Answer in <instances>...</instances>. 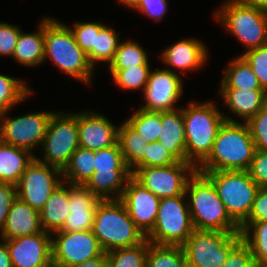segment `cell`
<instances>
[{"label":"cell","mask_w":267,"mask_h":267,"mask_svg":"<svg viewBox=\"0 0 267 267\" xmlns=\"http://www.w3.org/2000/svg\"><path fill=\"white\" fill-rule=\"evenodd\" d=\"M120 35V32H116L115 28L109 25H105L99 33H96L95 47H92V66L94 69L98 66V62L109 66L113 61L121 42Z\"/></svg>","instance_id":"obj_33"},{"label":"cell","mask_w":267,"mask_h":267,"mask_svg":"<svg viewBox=\"0 0 267 267\" xmlns=\"http://www.w3.org/2000/svg\"><path fill=\"white\" fill-rule=\"evenodd\" d=\"M95 151L78 147L62 170L63 182L84 185L95 172Z\"/></svg>","instance_id":"obj_29"},{"label":"cell","mask_w":267,"mask_h":267,"mask_svg":"<svg viewBox=\"0 0 267 267\" xmlns=\"http://www.w3.org/2000/svg\"><path fill=\"white\" fill-rule=\"evenodd\" d=\"M40 20L34 32L20 33L12 57L17 64L32 68L44 63V17Z\"/></svg>","instance_id":"obj_26"},{"label":"cell","mask_w":267,"mask_h":267,"mask_svg":"<svg viewBox=\"0 0 267 267\" xmlns=\"http://www.w3.org/2000/svg\"><path fill=\"white\" fill-rule=\"evenodd\" d=\"M4 241L12 267H53L50 233L42 231Z\"/></svg>","instance_id":"obj_17"},{"label":"cell","mask_w":267,"mask_h":267,"mask_svg":"<svg viewBox=\"0 0 267 267\" xmlns=\"http://www.w3.org/2000/svg\"><path fill=\"white\" fill-rule=\"evenodd\" d=\"M51 236L53 267H73L104 252L92 230L56 231Z\"/></svg>","instance_id":"obj_14"},{"label":"cell","mask_w":267,"mask_h":267,"mask_svg":"<svg viewBox=\"0 0 267 267\" xmlns=\"http://www.w3.org/2000/svg\"><path fill=\"white\" fill-rule=\"evenodd\" d=\"M248 172L259 188H267V151L255 150Z\"/></svg>","instance_id":"obj_45"},{"label":"cell","mask_w":267,"mask_h":267,"mask_svg":"<svg viewBox=\"0 0 267 267\" xmlns=\"http://www.w3.org/2000/svg\"><path fill=\"white\" fill-rule=\"evenodd\" d=\"M118 143L126 165L132 170L145 157L148 143L126 120L119 124Z\"/></svg>","instance_id":"obj_30"},{"label":"cell","mask_w":267,"mask_h":267,"mask_svg":"<svg viewBox=\"0 0 267 267\" xmlns=\"http://www.w3.org/2000/svg\"><path fill=\"white\" fill-rule=\"evenodd\" d=\"M224 72L219 88L262 89L251 66L240 55L228 62Z\"/></svg>","instance_id":"obj_28"},{"label":"cell","mask_w":267,"mask_h":267,"mask_svg":"<svg viewBox=\"0 0 267 267\" xmlns=\"http://www.w3.org/2000/svg\"><path fill=\"white\" fill-rule=\"evenodd\" d=\"M160 143L178 161L186 162V136L182 106L161 112Z\"/></svg>","instance_id":"obj_24"},{"label":"cell","mask_w":267,"mask_h":267,"mask_svg":"<svg viewBox=\"0 0 267 267\" xmlns=\"http://www.w3.org/2000/svg\"><path fill=\"white\" fill-rule=\"evenodd\" d=\"M255 150L246 122L225 121L219 128L210 155L197 171H248Z\"/></svg>","instance_id":"obj_3"},{"label":"cell","mask_w":267,"mask_h":267,"mask_svg":"<svg viewBox=\"0 0 267 267\" xmlns=\"http://www.w3.org/2000/svg\"><path fill=\"white\" fill-rule=\"evenodd\" d=\"M0 241V267H12L6 242L4 240Z\"/></svg>","instance_id":"obj_50"},{"label":"cell","mask_w":267,"mask_h":267,"mask_svg":"<svg viewBox=\"0 0 267 267\" xmlns=\"http://www.w3.org/2000/svg\"><path fill=\"white\" fill-rule=\"evenodd\" d=\"M34 158L29 150L0 141V182L17 185Z\"/></svg>","instance_id":"obj_27"},{"label":"cell","mask_w":267,"mask_h":267,"mask_svg":"<svg viewBox=\"0 0 267 267\" xmlns=\"http://www.w3.org/2000/svg\"><path fill=\"white\" fill-rule=\"evenodd\" d=\"M168 0H141L134 11L142 13L155 22H160L164 19L168 11Z\"/></svg>","instance_id":"obj_46"},{"label":"cell","mask_w":267,"mask_h":267,"mask_svg":"<svg viewBox=\"0 0 267 267\" xmlns=\"http://www.w3.org/2000/svg\"><path fill=\"white\" fill-rule=\"evenodd\" d=\"M32 93V88L24 80L0 73V114L13 110Z\"/></svg>","instance_id":"obj_31"},{"label":"cell","mask_w":267,"mask_h":267,"mask_svg":"<svg viewBox=\"0 0 267 267\" xmlns=\"http://www.w3.org/2000/svg\"><path fill=\"white\" fill-rule=\"evenodd\" d=\"M221 267H256L254 256L249 246L241 240L229 253Z\"/></svg>","instance_id":"obj_44"},{"label":"cell","mask_w":267,"mask_h":267,"mask_svg":"<svg viewBox=\"0 0 267 267\" xmlns=\"http://www.w3.org/2000/svg\"><path fill=\"white\" fill-rule=\"evenodd\" d=\"M184 78L164 68L151 69L143 90L145 103L139 108L147 111L165 112L179 109L176 104L182 98Z\"/></svg>","instance_id":"obj_16"},{"label":"cell","mask_w":267,"mask_h":267,"mask_svg":"<svg viewBox=\"0 0 267 267\" xmlns=\"http://www.w3.org/2000/svg\"><path fill=\"white\" fill-rule=\"evenodd\" d=\"M267 221V188H258L249 217L245 222Z\"/></svg>","instance_id":"obj_48"},{"label":"cell","mask_w":267,"mask_h":267,"mask_svg":"<svg viewBox=\"0 0 267 267\" xmlns=\"http://www.w3.org/2000/svg\"><path fill=\"white\" fill-rule=\"evenodd\" d=\"M185 195L194 229L241 233L240 226L229 216L213 183L198 172L189 178Z\"/></svg>","instance_id":"obj_4"},{"label":"cell","mask_w":267,"mask_h":267,"mask_svg":"<svg viewBox=\"0 0 267 267\" xmlns=\"http://www.w3.org/2000/svg\"><path fill=\"white\" fill-rule=\"evenodd\" d=\"M251 66L261 88L267 93V44L244 52L241 55Z\"/></svg>","instance_id":"obj_40"},{"label":"cell","mask_w":267,"mask_h":267,"mask_svg":"<svg viewBox=\"0 0 267 267\" xmlns=\"http://www.w3.org/2000/svg\"><path fill=\"white\" fill-rule=\"evenodd\" d=\"M94 169L95 172L84 185L102 200L120 199L132 173L118 142L95 151Z\"/></svg>","instance_id":"obj_8"},{"label":"cell","mask_w":267,"mask_h":267,"mask_svg":"<svg viewBox=\"0 0 267 267\" xmlns=\"http://www.w3.org/2000/svg\"><path fill=\"white\" fill-rule=\"evenodd\" d=\"M101 200L85 185L69 184V214L59 231L92 230L96 209Z\"/></svg>","instance_id":"obj_21"},{"label":"cell","mask_w":267,"mask_h":267,"mask_svg":"<svg viewBox=\"0 0 267 267\" xmlns=\"http://www.w3.org/2000/svg\"><path fill=\"white\" fill-rule=\"evenodd\" d=\"M197 169L189 162L173 165L133 168L132 176L160 199L185 194L189 178Z\"/></svg>","instance_id":"obj_13"},{"label":"cell","mask_w":267,"mask_h":267,"mask_svg":"<svg viewBox=\"0 0 267 267\" xmlns=\"http://www.w3.org/2000/svg\"><path fill=\"white\" fill-rule=\"evenodd\" d=\"M17 198V187L11 183L0 182V234L5 225L8 211Z\"/></svg>","instance_id":"obj_47"},{"label":"cell","mask_w":267,"mask_h":267,"mask_svg":"<svg viewBox=\"0 0 267 267\" xmlns=\"http://www.w3.org/2000/svg\"><path fill=\"white\" fill-rule=\"evenodd\" d=\"M42 231L39 211L17 197L8 211L0 240H12Z\"/></svg>","instance_id":"obj_23"},{"label":"cell","mask_w":267,"mask_h":267,"mask_svg":"<svg viewBox=\"0 0 267 267\" xmlns=\"http://www.w3.org/2000/svg\"><path fill=\"white\" fill-rule=\"evenodd\" d=\"M178 160L170 154L158 141L148 143L145 157L134 167H160L177 163Z\"/></svg>","instance_id":"obj_41"},{"label":"cell","mask_w":267,"mask_h":267,"mask_svg":"<svg viewBox=\"0 0 267 267\" xmlns=\"http://www.w3.org/2000/svg\"><path fill=\"white\" fill-rule=\"evenodd\" d=\"M147 143L159 140L161 112L138 108L125 119Z\"/></svg>","instance_id":"obj_37"},{"label":"cell","mask_w":267,"mask_h":267,"mask_svg":"<svg viewBox=\"0 0 267 267\" xmlns=\"http://www.w3.org/2000/svg\"><path fill=\"white\" fill-rule=\"evenodd\" d=\"M62 182L61 169L34 158L16 185L17 197L40 211L54 189Z\"/></svg>","instance_id":"obj_15"},{"label":"cell","mask_w":267,"mask_h":267,"mask_svg":"<svg viewBox=\"0 0 267 267\" xmlns=\"http://www.w3.org/2000/svg\"><path fill=\"white\" fill-rule=\"evenodd\" d=\"M136 226L146 236L154 227L160 198L131 176L119 199Z\"/></svg>","instance_id":"obj_18"},{"label":"cell","mask_w":267,"mask_h":267,"mask_svg":"<svg viewBox=\"0 0 267 267\" xmlns=\"http://www.w3.org/2000/svg\"><path fill=\"white\" fill-rule=\"evenodd\" d=\"M194 228L185 194L160 199L153 229L146 239L156 245L182 246Z\"/></svg>","instance_id":"obj_9"},{"label":"cell","mask_w":267,"mask_h":267,"mask_svg":"<svg viewBox=\"0 0 267 267\" xmlns=\"http://www.w3.org/2000/svg\"><path fill=\"white\" fill-rule=\"evenodd\" d=\"M149 244L150 242L145 239L138 245L107 252L108 267H146Z\"/></svg>","instance_id":"obj_36"},{"label":"cell","mask_w":267,"mask_h":267,"mask_svg":"<svg viewBox=\"0 0 267 267\" xmlns=\"http://www.w3.org/2000/svg\"><path fill=\"white\" fill-rule=\"evenodd\" d=\"M117 1L121 5H124V7H126V8L128 7L130 9L134 10L141 0H117Z\"/></svg>","instance_id":"obj_52"},{"label":"cell","mask_w":267,"mask_h":267,"mask_svg":"<svg viewBox=\"0 0 267 267\" xmlns=\"http://www.w3.org/2000/svg\"><path fill=\"white\" fill-rule=\"evenodd\" d=\"M219 95L229 114L238 117L240 122H247L266 104L267 93L263 89L218 88Z\"/></svg>","instance_id":"obj_22"},{"label":"cell","mask_w":267,"mask_h":267,"mask_svg":"<svg viewBox=\"0 0 267 267\" xmlns=\"http://www.w3.org/2000/svg\"><path fill=\"white\" fill-rule=\"evenodd\" d=\"M203 173L216 189L229 216L241 226L249 217L258 185L248 171H210Z\"/></svg>","instance_id":"obj_7"},{"label":"cell","mask_w":267,"mask_h":267,"mask_svg":"<svg viewBox=\"0 0 267 267\" xmlns=\"http://www.w3.org/2000/svg\"><path fill=\"white\" fill-rule=\"evenodd\" d=\"M10 111L0 114V141L27 149L34 154L36 149L40 150L49 121L55 111L27 112L22 116L9 117Z\"/></svg>","instance_id":"obj_12"},{"label":"cell","mask_w":267,"mask_h":267,"mask_svg":"<svg viewBox=\"0 0 267 267\" xmlns=\"http://www.w3.org/2000/svg\"><path fill=\"white\" fill-rule=\"evenodd\" d=\"M50 60L61 72L91 85L95 69L76 43L69 27L54 17H44V62Z\"/></svg>","instance_id":"obj_2"},{"label":"cell","mask_w":267,"mask_h":267,"mask_svg":"<svg viewBox=\"0 0 267 267\" xmlns=\"http://www.w3.org/2000/svg\"><path fill=\"white\" fill-rule=\"evenodd\" d=\"M151 65H137L125 69H108L117 87L122 90H141L147 85Z\"/></svg>","instance_id":"obj_38"},{"label":"cell","mask_w":267,"mask_h":267,"mask_svg":"<svg viewBox=\"0 0 267 267\" xmlns=\"http://www.w3.org/2000/svg\"><path fill=\"white\" fill-rule=\"evenodd\" d=\"M92 232L105 253L138 245L146 239L119 199L101 200L98 203Z\"/></svg>","instance_id":"obj_5"},{"label":"cell","mask_w":267,"mask_h":267,"mask_svg":"<svg viewBox=\"0 0 267 267\" xmlns=\"http://www.w3.org/2000/svg\"><path fill=\"white\" fill-rule=\"evenodd\" d=\"M255 149L267 151V104L247 122Z\"/></svg>","instance_id":"obj_42"},{"label":"cell","mask_w":267,"mask_h":267,"mask_svg":"<svg viewBox=\"0 0 267 267\" xmlns=\"http://www.w3.org/2000/svg\"><path fill=\"white\" fill-rule=\"evenodd\" d=\"M79 147L93 151L118 142L119 125L93 109L77 112Z\"/></svg>","instance_id":"obj_20"},{"label":"cell","mask_w":267,"mask_h":267,"mask_svg":"<svg viewBox=\"0 0 267 267\" xmlns=\"http://www.w3.org/2000/svg\"><path fill=\"white\" fill-rule=\"evenodd\" d=\"M69 183L62 182L51 193L39 211L43 231L50 234L59 231L69 214Z\"/></svg>","instance_id":"obj_25"},{"label":"cell","mask_w":267,"mask_h":267,"mask_svg":"<svg viewBox=\"0 0 267 267\" xmlns=\"http://www.w3.org/2000/svg\"><path fill=\"white\" fill-rule=\"evenodd\" d=\"M146 267H188V263L182 246L150 243Z\"/></svg>","instance_id":"obj_34"},{"label":"cell","mask_w":267,"mask_h":267,"mask_svg":"<svg viewBox=\"0 0 267 267\" xmlns=\"http://www.w3.org/2000/svg\"><path fill=\"white\" fill-rule=\"evenodd\" d=\"M235 1L267 11V0H235Z\"/></svg>","instance_id":"obj_51"},{"label":"cell","mask_w":267,"mask_h":267,"mask_svg":"<svg viewBox=\"0 0 267 267\" xmlns=\"http://www.w3.org/2000/svg\"><path fill=\"white\" fill-rule=\"evenodd\" d=\"M137 65H150L148 52L134 39H127L120 42L115 57L107 68L125 69Z\"/></svg>","instance_id":"obj_35"},{"label":"cell","mask_w":267,"mask_h":267,"mask_svg":"<svg viewBox=\"0 0 267 267\" xmlns=\"http://www.w3.org/2000/svg\"><path fill=\"white\" fill-rule=\"evenodd\" d=\"M55 111L51 117L46 135L40 147L42 157L35 158L44 164L61 170L68 164L72 154L79 147L77 112Z\"/></svg>","instance_id":"obj_10"},{"label":"cell","mask_w":267,"mask_h":267,"mask_svg":"<svg viewBox=\"0 0 267 267\" xmlns=\"http://www.w3.org/2000/svg\"><path fill=\"white\" fill-rule=\"evenodd\" d=\"M214 21L243 44L245 51L267 44V11L226 0L214 10Z\"/></svg>","instance_id":"obj_6"},{"label":"cell","mask_w":267,"mask_h":267,"mask_svg":"<svg viewBox=\"0 0 267 267\" xmlns=\"http://www.w3.org/2000/svg\"><path fill=\"white\" fill-rule=\"evenodd\" d=\"M240 231L242 240L254 256L256 266H267V221L244 222Z\"/></svg>","instance_id":"obj_32"},{"label":"cell","mask_w":267,"mask_h":267,"mask_svg":"<svg viewBox=\"0 0 267 267\" xmlns=\"http://www.w3.org/2000/svg\"><path fill=\"white\" fill-rule=\"evenodd\" d=\"M241 240V233L194 229L182 245L188 267H221Z\"/></svg>","instance_id":"obj_11"},{"label":"cell","mask_w":267,"mask_h":267,"mask_svg":"<svg viewBox=\"0 0 267 267\" xmlns=\"http://www.w3.org/2000/svg\"><path fill=\"white\" fill-rule=\"evenodd\" d=\"M73 267H108L106 253L103 252L99 257H95Z\"/></svg>","instance_id":"obj_49"},{"label":"cell","mask_w":267,"mask_h":267,"mask_svg":"<svg viewBox=\"0 0 267 267\" xmlns=\"http://www.w3.org/2000/svg\"><path fill=\"white\" fill-rule=\"evenodd\" d=\"M202 40L197 38H183L174 44L165 47L159 58L166 69L177 75L196 72L209 61V49Z\"/></svg>","instance_id":"obj_19"},{"label":"cell","mask_w":267,"mask_h":267,"mask_svg":"<svg viewBox=\"0 0 267 267\" xmlns=\"http://www.w3.org/2000/svg\"><path fill=\"white\" fill-rule=\"evenodd\" d=\"M21 32L19 25L0 22V56L13 57Z\"/></svg>","instance_id":"obj_43"},{"label":"cell","mask_w":267,"mask_h":267,"mask_svg":"<svg viewBox=\"0 0 267 267\" xmlns=\"http://www.w3.org/2000/svg\"><path fill=\"white\" fill-rule=\"evenodd\" d=\"M213 100L189 101L182 106L186 136V162L196 169L210 155L219 128L225 121L234 122L235 116L225 115ZM234 118H231L233 117Z\"/></svg>","instance_id":"obj_1"},{"label":"cell","mask_w":267,"mask_h":267,"mask_svg":"<svg viewBox=\"0 0 267 267\" xmlns=\"http://www.w3.org/2000/svg\"><path fill=\"white\" fill-rule=\"evenodd\" d=\"M74 22L73 26L69 29L74 35L76 43L87 54L88 60L92 65V47H95L96 33L106 25L104 22Z\"/></svg>","instance_id":"obj_39"}]
</instances>
